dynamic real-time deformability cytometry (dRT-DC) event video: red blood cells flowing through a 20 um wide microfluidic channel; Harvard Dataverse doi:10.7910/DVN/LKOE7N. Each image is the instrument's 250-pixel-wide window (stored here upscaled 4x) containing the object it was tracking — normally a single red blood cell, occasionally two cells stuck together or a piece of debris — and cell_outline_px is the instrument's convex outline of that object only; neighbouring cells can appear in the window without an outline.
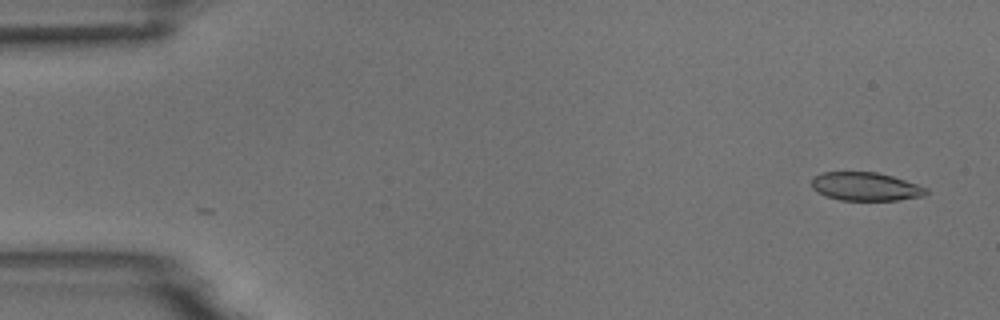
{"species": "common noctule bat (a hibernating species)", "species_latin": "Nyctalus noctula", "temperature_condition": "room temperature", "stored_images_in_passage": 2, "camera_frame_rate_fps": 3000, "um_per_image_px": 0.085, "animal": {"sex": "male", "body_mass_g": 18.8}, "frame": {"image": 1, "passage_image": 2, "time_ms": 1.0, "image_size_px": [1000, 320], "cell_outline_px": [[928, 192], [924, 196], [896, 200], [840, 200], [828, 196], [812, 188], [812, 176], [824, 172], [876, 172], [892, 176], [928, 188]], "centroid_in_image_um": [73.58, 15.85], "position_along_channel_um": 11.4, "area_um2": 18.79}}